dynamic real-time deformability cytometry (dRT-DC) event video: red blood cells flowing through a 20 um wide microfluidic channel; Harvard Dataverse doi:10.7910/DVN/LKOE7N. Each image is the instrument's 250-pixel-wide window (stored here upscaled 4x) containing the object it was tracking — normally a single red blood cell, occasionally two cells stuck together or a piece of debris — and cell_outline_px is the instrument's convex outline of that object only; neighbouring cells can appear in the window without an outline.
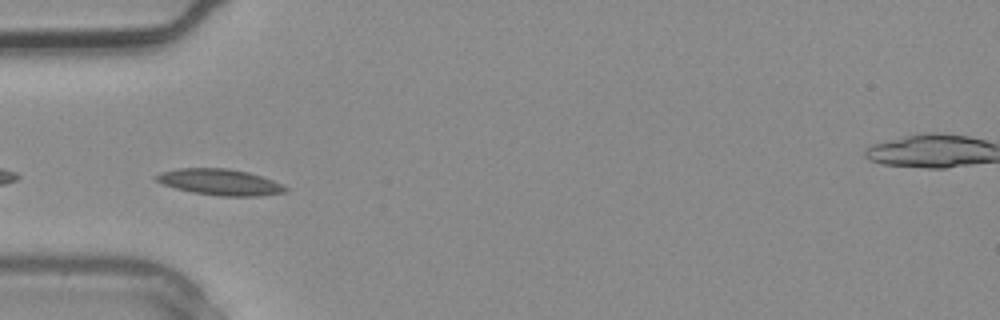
{"species": "common noctule bat (a hibernating species)", "species_latin": "Nyctalus noctula", "temperature_condition": "warm", "stored_images_in_passage": 2, "camera_frame_rate_fps": 3000, "um_per_image_px": 0.085, "animal": {"sex": "male", "body_mass_g": 20.4}, "frame": {"image": 1, "passage_image": 2, "time_ms": 0.333, "image_size_px": [1000, 320], "cell_outline_px": [[288, 192], [256, 196], [220, 196], [192, 192], [176, 188], [164, 184], [156, 180], [152, 176], [160, 172], [176, 168], [228, 168], [248, 172], [272, 180], [288, 188]], "centroid_in_image_um": [18.66, 15.47], "position_along_channel_um": 66.3, "area_um2": 19.65}}